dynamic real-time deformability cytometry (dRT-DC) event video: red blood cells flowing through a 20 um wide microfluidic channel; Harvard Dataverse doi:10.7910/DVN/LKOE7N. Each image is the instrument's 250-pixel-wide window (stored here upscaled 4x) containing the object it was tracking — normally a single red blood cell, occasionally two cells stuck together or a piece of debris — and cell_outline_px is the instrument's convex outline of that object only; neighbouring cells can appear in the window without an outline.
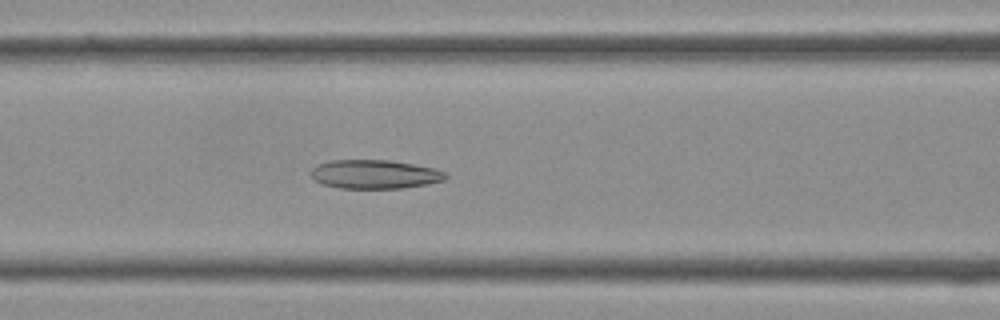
{"species": "Egyptian fruit bat (a non-hibernating species)", "species_latin": "Rousettus aegyptiacus", "temperature_condition": "cold", "stored_images_in_passage": 31, "camera_frame_rate_fps": 3000, "um_per_image_px": 0.085, "frame": {"image": 1, "passage_image": 8, "time_ms": 2.333, "image_size_px": [1000, 320], "cell_outline_px": [[448, 176], [444, 180], [428, 184], [400, 188], [340, 188], [324, 184], [312, 180], [312, 168], [316, 164], [332, 160], [388, 160], [412, 164], [432, 168], [444, 172]], "centroid_in_image_um": [31.82, 14.81], "position_along_channel_um": 134.8, "area_um2": 22.48}}
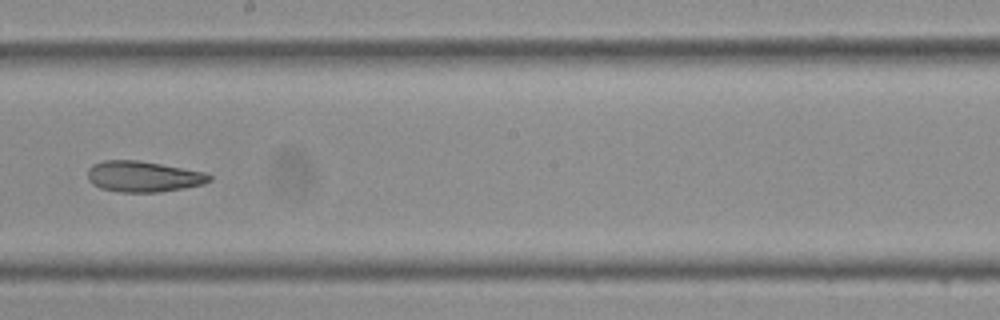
{"frame": {"image": 2, "passage_image": 14, "time_ms": 4.333, "image_size_px": [1000, 320], "cell_outline_px": [[212, 180], [204, 184], [184, 188], [160, 192], [120, 192], [100, 188], [92, 184], [88, 180], [88, 168], [92, 164], [104, 160], [140, 160], [204, 172], [212, 176]], "centroid_in_image_um": [12.17, 15.0], "position_along_channel_um": 236.0, "area_um2": 22.02}}
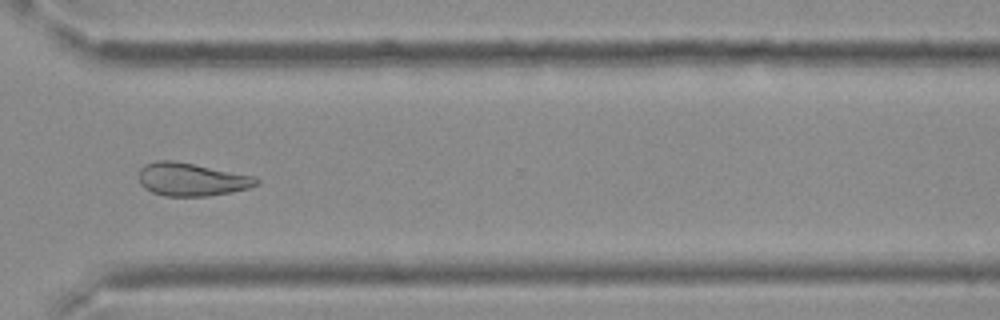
{"frame": {"image": 3, "passage_image": 21, "time_ms": 6.667, "image_size_px": [1000, 320], "cell_outline_px": [[260, 184], [248, 188], [232, 192], [208, 196], [164, 196], [152, 192], [144, 188], [140, 184], [140, 168], [144, 164], [156, 160], [172, 160], [252, 176], [260, 180]], "centroid_in_image_um": [16.25, 15.26], "position_along_channel_um": 354.3, "area_um2": 22.48}}